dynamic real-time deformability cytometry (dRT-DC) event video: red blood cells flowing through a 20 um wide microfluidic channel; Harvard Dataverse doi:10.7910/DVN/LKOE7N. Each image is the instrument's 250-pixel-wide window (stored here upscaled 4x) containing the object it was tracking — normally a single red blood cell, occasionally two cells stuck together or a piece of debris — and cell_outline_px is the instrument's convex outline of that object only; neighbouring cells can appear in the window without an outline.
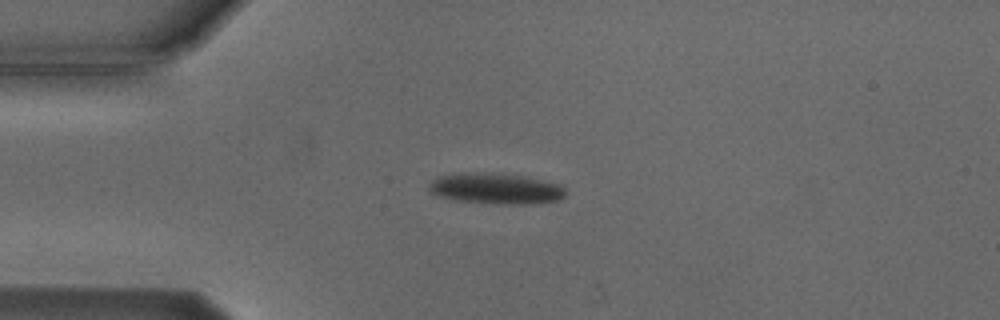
{"species": "Egyptian fruit bat (a non-hibernating species)", "species_latin": "Rousettus aegyptiacus", "temperature_condition": "cold", "stored_images_in_passage": 5, "camera_frame_rate_fps": 3000, "um_per_image_px": 0.085, "animal": {"sex": "male"}, "frame": {"image": 1, "passage_image": 4, "time_ms": 3.667, "image_size_px": [1000, 320], "cell_outline_px": [[568, 192], [560, 200], [532, 204], [496, 204], [460, 200], [440, 196], [432, 192], [428, 188], [428, 184], [436, 176], [460, 172], [484, 172], [520, 176], [560, 184]], "centroid_in_image_um": [42.14, 16.02], "position_along_channel_um": 42.9, "area_um2": 24.57}}